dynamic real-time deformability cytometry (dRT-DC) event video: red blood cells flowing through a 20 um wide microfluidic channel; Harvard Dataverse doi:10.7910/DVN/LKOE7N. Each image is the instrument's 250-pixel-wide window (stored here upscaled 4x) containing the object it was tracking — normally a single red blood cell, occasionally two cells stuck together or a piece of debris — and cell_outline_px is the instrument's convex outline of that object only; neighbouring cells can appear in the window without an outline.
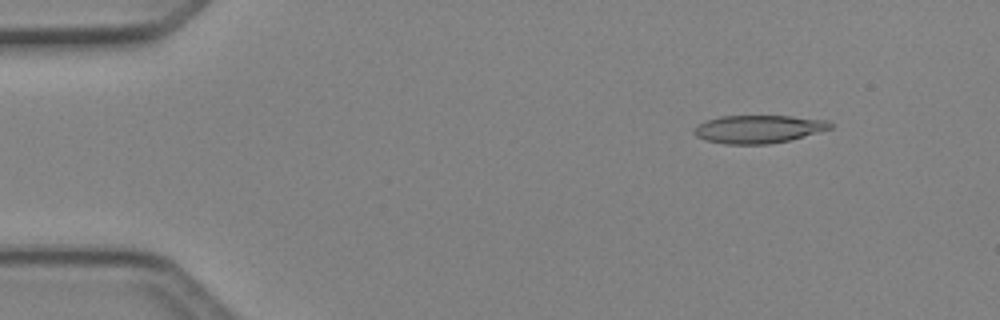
{"species": "Egyptian fruit bat (a non-hibernating species)", "species_latin": "Rousettus aegyptiacus", "temperature_condition": "cold", "stored_images_in_passage": 49, "camera_frame_rate_fps": 3000, "um_per_image_px": 0.085, "animal": {"sex": "female"}, "frame": {"image": 1, "passage_image": 6, "time_ms": 1.667, "image_size_px": [1000, 320], "cell_outline_px": [[832, 128], [788, 140], [768, 144], [728, 144], [704, 140], [696, 136], [692, 132], [692, 128], [708, 120], [720, 116], [788, 116], [828, 120], [832, 124]], "centroid_in_image_um": [64.43, 10.97], "position_along_channel_um": 20.6, "area_um2": 22.02}}
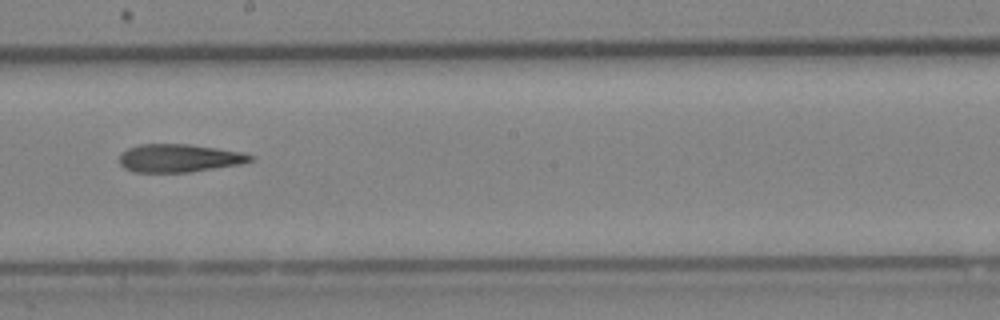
{"frame": {"image": 2, "passage_image": 28, "time_ms": 9.0, "image_size_px": [1000, 320], "cell_outline_px": [[252, 160], [240, 164], [192, 172], [132, 172], [124, 168], [120, 164], [120, 156], [128, 148], [140, 144], [188, 144], [244, 152], [252, 156]], "centroid_in_image_um": [15.22, 13.44], "position_along_channel_um": 233.0, "area_um2": 21.33}}
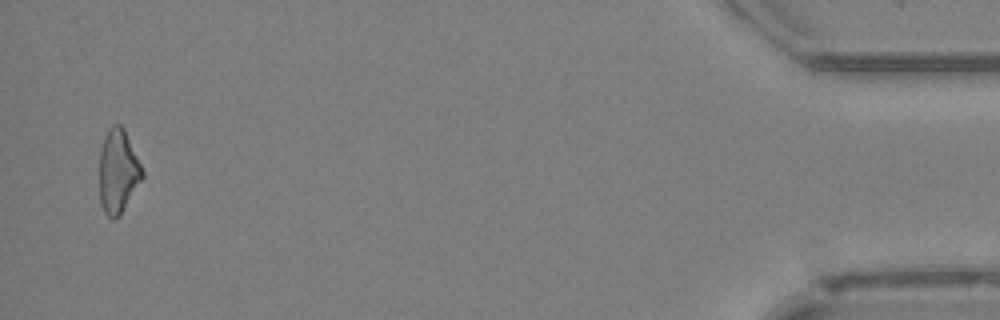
{"frame": {"image": 3, "passage_image": 48, "time_ms": 15.667, "image_size_px": [1000, 320], "cell_outline_px": [[144, 176], [120, 216], [112, 220], [104, 212], [100, 204], [100, 148], [104, 136], [108, 128], [112, 124], [120, 124], [124, 128], [144, 172]], "centroid_in_image_um": [10.03, 14.57], "position_along_channel_um": 425.2, "area_um2": 21.04}, "authors_computed_cell_mechanics": {"area_um2": 22.0796, "velocity_mm_per_s": 4.1423, "shape_relaxation_time_tau1_ms": 6.6121, "shape_relaxation_time_tau2_ms": 11.0363, "deformation_change_tau1": 0.189, "deformation_change_tau2": 0.312}}